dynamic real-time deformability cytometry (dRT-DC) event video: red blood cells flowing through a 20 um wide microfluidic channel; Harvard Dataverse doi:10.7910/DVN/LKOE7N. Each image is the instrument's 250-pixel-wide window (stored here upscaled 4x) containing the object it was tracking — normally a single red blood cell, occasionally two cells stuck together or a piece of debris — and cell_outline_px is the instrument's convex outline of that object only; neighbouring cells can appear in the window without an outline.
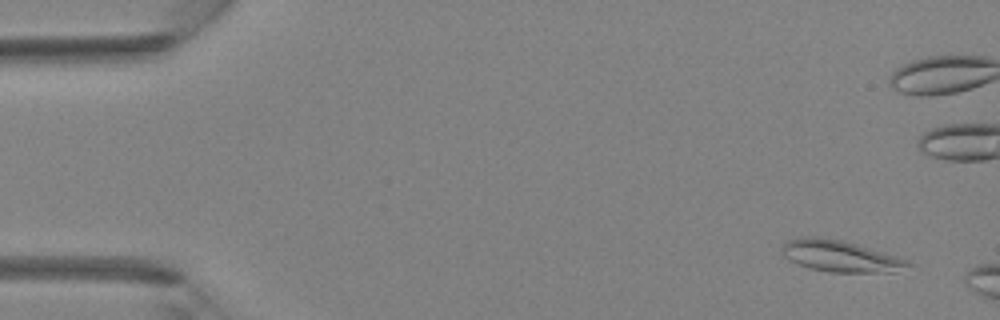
{"species": "Egyptian fruit bat (a non-hibernating species)", "species_latin": "Rousettus aegyptiacus", "temperature_condition": "room temperature", "stored_images_in_passage": 13, "camera_frame_rate_fps": 3000, "um_per_image_px": 0.085, "animal": {"sex": "female"}, "frame": {"image": 1, "passage_image": 3, "time_ms": 0.667, "image_size_px": [1000, 320], "cell_outline_px": [[916, 264], [896, 272], [828, 272], [808, 268], [788, 260], [780, 252], [780, 248], [788, 240], [804, 236], [820, 236], [844, 240], [884, 252], [908, 260]], "centroid_in_image_um": [71.42, 21.76], "position_along_channel_um": 13.6, "area_um2": 23.52}}